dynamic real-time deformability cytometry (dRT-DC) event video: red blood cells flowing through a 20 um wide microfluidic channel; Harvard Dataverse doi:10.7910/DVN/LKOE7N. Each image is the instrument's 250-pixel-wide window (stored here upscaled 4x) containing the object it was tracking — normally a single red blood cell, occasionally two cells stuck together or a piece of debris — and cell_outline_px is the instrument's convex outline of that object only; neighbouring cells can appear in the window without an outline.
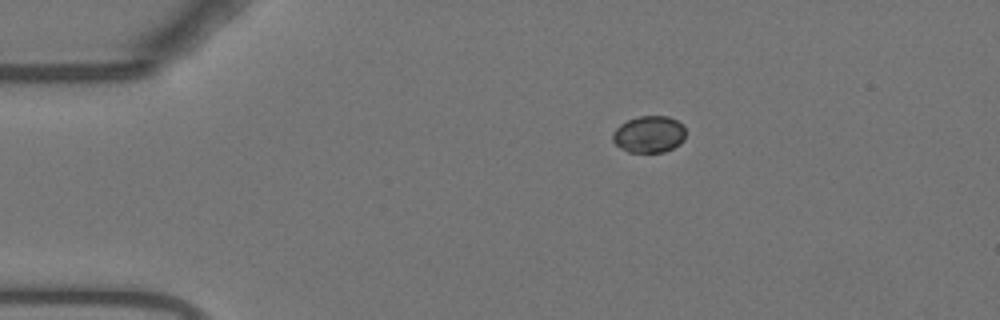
{"species": "Egyptian fruit bat (a non-hibernating species)", "species_latin": "Rousettus aegyptiacus", "temperature_condition": "warm", "stored_images_in_passage": 46, "camera_frame_rate_fps": 3000, "um_per_image_px": 0.085, "animal": {"sex": "female"}, "frame": {"image": 1, "passage_image": 1, "time_ms": 0.0, "image_size_px": [1000, 320], "cell_outline_px": [[684, 140], [680, 144], [664, 152], [628, 152], [620, 148], [612, 140], [612, 132], [620, 124], [628, 120], [640, 116], [668, 116], [684, 124]], "centroid_in_image_um": [55.16, 11.41], "position_along_channel_um": 29.8, "area_um2": 15.72}}
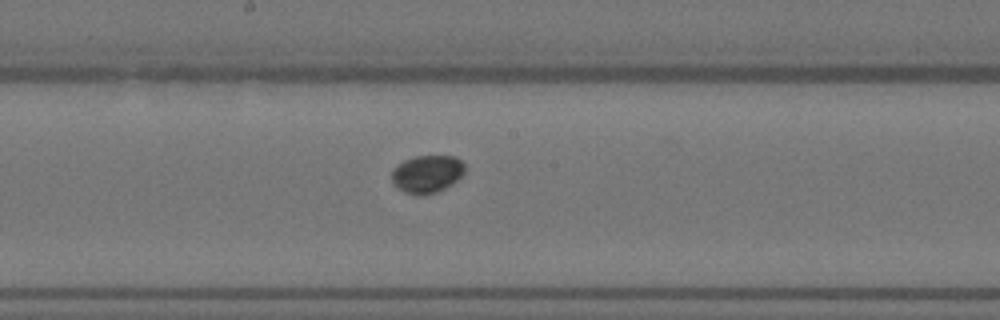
{"frame": {"image": 2, "passage_image": 20, "time_ms": 6.333, "image_size_px": [1000, 320], "cell_outline_px": [[464, 172], [452, 184], [436, 192], [420, 196], [416, 196], [404, 192], [396, 188], [392, 180], [392, 168], [404, 160], [416, 156], [456, 156], [464, 164]], "centroid_in_image_um": [36.26, 14.8], "position_along_channel_um": 211.9, "area_um2": 16.13}}
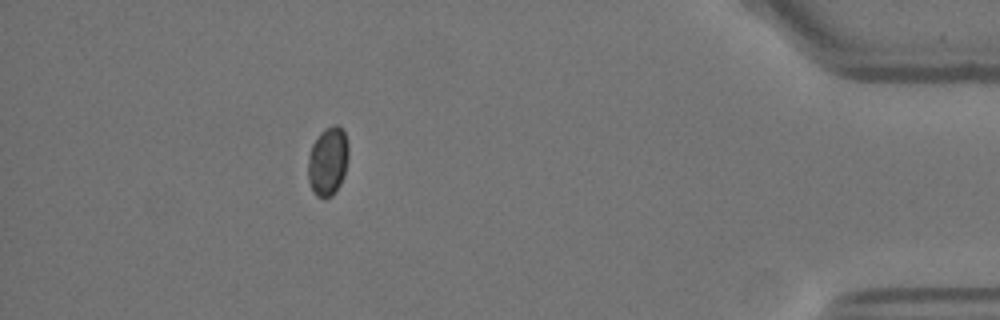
{"frame": {"image": 3, "passage_image": 40, "time_ms": 13.0, "image_size_px": [1000, 320], "cell_outline_px": [[348, 156], [344, 176], [340, 184], [332, 196], [324, 200], [316, 196], [312, 192], [308, 180], [308, 156], [312, 144], [320, 132], [324, 128], [332, 124], [336, 124], [344, 128], [348, 140]], "centroid_in_image_um": [27.87, 13.7], "position_along_channel_um": 407.3, "area_um2": 16.76}, "authors_computed_cell_mechanics": {"area_um2": 16.0106, "velocity_mm_per_s": 3.7078, "shape_relaxation_time_tau1_ms": null, "shape_relaxation_time_tau2_ms": 6.0689, "deformation_change_tau1": null, "deformation_change_tau2": 0.0267}}